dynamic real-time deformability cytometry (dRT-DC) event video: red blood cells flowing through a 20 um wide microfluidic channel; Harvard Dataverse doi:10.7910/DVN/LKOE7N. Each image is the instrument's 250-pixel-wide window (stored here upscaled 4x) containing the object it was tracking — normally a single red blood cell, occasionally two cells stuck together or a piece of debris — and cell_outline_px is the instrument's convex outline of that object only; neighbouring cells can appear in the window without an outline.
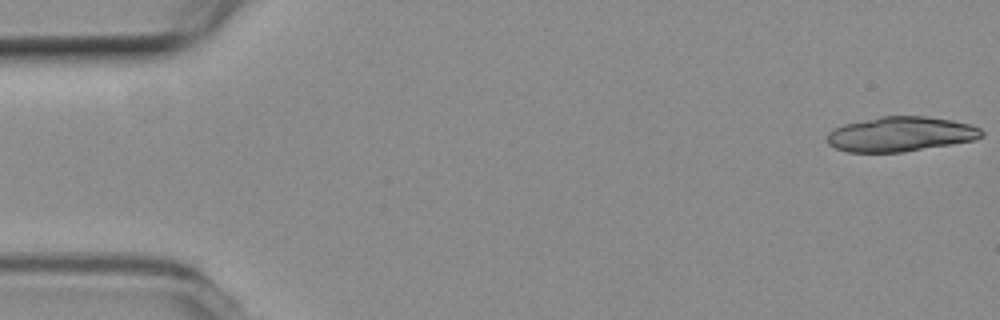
{"species": "common noctule bat (a hibernating species)", "species_latin": "Nyctalus noctula", "temperature_condition": "room temperature", "stored_images_in_passage": 15, "camera_frame_rate_fps": 3000, "um_per_image_px": 0.085, "animal": {"sex": "female", "body_mass_g": 19.3, "forearm_length_mm": 54.1}, "frame": {"image": 1, "passage_image": 1, "time_ms": 0.0, "image_size_px": [1000, 320], "cell_outline_px": [[984, 136], [976, 140], [904, 152], [848, 152], [836, 148], [828, 144], [824, 136], [832, 128], [844, 124], [880, 116], [928, 116], [952, 120], [972, 124], [980, 128], [984, 132]], "centroid_in_image_um": [76.55, 11.4], "position_along_channel_um": 8.5, "area_um2": 31.79}}